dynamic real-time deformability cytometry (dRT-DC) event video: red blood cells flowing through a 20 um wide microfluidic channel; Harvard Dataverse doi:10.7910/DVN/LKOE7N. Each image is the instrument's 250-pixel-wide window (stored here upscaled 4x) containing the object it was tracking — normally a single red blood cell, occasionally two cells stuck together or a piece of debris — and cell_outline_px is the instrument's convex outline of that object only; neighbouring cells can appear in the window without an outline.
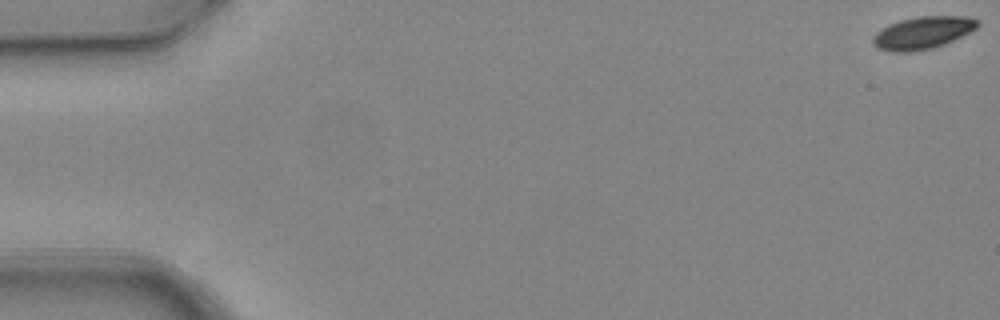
{"species": "common noctule bat (a hibernating species)", "species_latin": "Nyctalus noctula", "temperature_condition": "warm", "stored_images_in_passage": 5, "camera_frame_rate_fps": 3000, "um_per_image_px": 0.085, "animal": {"sex": "female", "body_mass_g": 24.6, "forearm_length_mm": 56.2}, "frame": {"image": 1, "passage_image": 1, "time_ms": 0.0, "image_size_px": [1000, 320], "cell_outline_px": [[980, 24], [976, 28], [944, 44], [932, 48], [912, 52], [892, 52], [876, 48], [872, 44], [872, 36], [876, 32], [888, 24], [900, 20], [916, 16], [964, 16], [976, 20]], "centroid_in_image_um": [78.35, 2.79], "position_along_channel_um": 6.6, "area_um2": 19.77}}
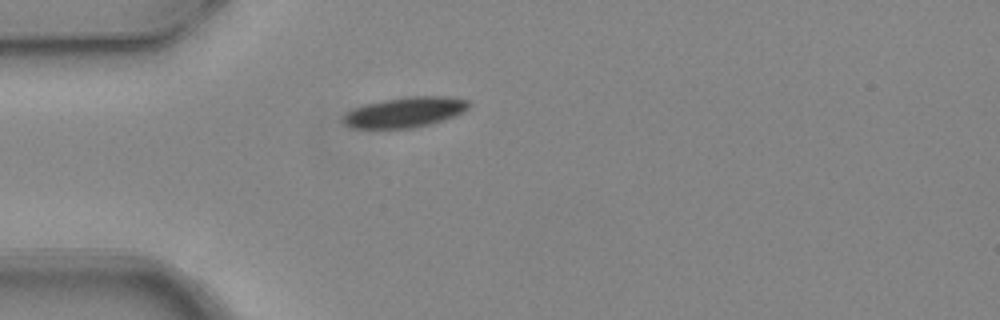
{"frame": {"image": 2, "passage_image": 5, "time_ms": 1.333, "image_size_px": [1000, 320], "cell_outline_px": [[472, 104], [464, 112], [432, 124], [412, 128], [348, 128], [340, 120], [352, 108], [364, 104], [404, 96], [448, 96], [468, 100]], "centroid_in_image_um": [34.42, 9.53], "position_along_channel_um": 50.6, "area_um2": 22.48}}